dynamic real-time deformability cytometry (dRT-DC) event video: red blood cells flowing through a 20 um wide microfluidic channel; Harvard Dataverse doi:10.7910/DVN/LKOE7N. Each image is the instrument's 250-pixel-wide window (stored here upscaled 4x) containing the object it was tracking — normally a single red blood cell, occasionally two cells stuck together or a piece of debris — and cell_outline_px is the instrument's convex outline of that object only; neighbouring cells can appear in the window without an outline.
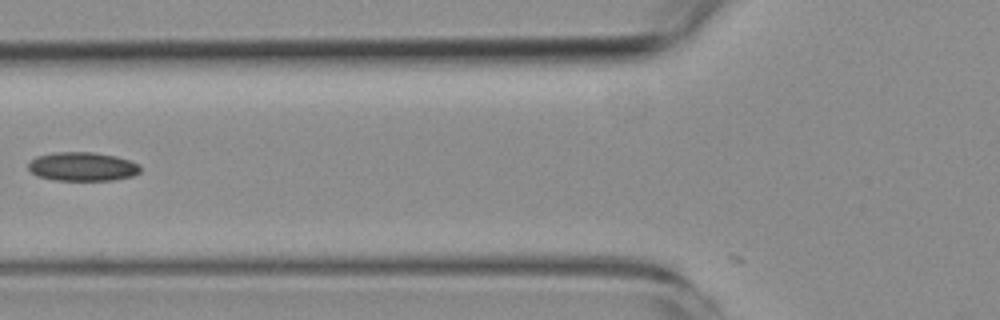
{"species": "common noctule bat (a hibernating species)", "species_latin": "Nyctalus noctula", "temperature_condition": "room temperature", "stored_images_in_passage": 4, "camera_frame_rate_fps": 3000, "um_per_image_px": 0.085, "animal": {"sex": "female", "body_mass_g": 19.3, "forearm_length_mm": 54.1}, "frame": {"image": 1, "passage_image": 4, "time_ms": 4.333, "image_size_px": [1000, 320], "cell_outline_px": [[140, 172], [132, 176], [112, 180], [52, 180], [36, 176], [28, 168], [28, 164], [36, 156], [56, 152], [92, 152], [116, 156], [140, 164]], "centroid_in_image_um": [7.0, 14.16], "position_along_channel_um": 118.8, "area_um2": 18.84}}